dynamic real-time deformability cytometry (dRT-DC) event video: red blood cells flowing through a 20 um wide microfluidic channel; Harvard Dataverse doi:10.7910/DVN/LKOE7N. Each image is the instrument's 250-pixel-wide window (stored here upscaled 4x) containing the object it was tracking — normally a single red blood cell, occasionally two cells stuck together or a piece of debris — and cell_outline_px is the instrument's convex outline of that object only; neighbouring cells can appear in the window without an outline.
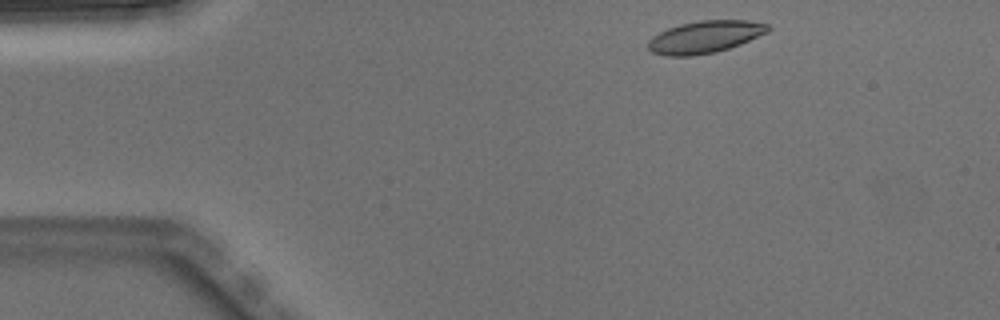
{"species": "Egyptian fruit bat (a non-hibernating species)", "species_latin": "Rousettus aegyptiacus", "temperature_condition": "warm", "stored_images_in_passage": 5, "segment_of_instrument_passage": [2, 2], "camera_frame_rate_fps": 3000, "um_per_image_px": 0.085, "animal": {"sex": "male"}, "frame": {"image": 1, "passage_image": 5, "time_ms": 1.333, "image_size_px": [1000, 320], "cell_outline_px": [[772, 28], [768, 32], [740, 44], [716, 52], [692, 56], [668, 56], [652, 52], [648, 48], [648, 40], [652, 36], [668, 28], [680, 24], [700, 20], [748, 20], [768, 24]], "centroid_in_image_um": [59.92, 3.13], "position_along_channel_um": 25.1, "area_um2": 22.54}}